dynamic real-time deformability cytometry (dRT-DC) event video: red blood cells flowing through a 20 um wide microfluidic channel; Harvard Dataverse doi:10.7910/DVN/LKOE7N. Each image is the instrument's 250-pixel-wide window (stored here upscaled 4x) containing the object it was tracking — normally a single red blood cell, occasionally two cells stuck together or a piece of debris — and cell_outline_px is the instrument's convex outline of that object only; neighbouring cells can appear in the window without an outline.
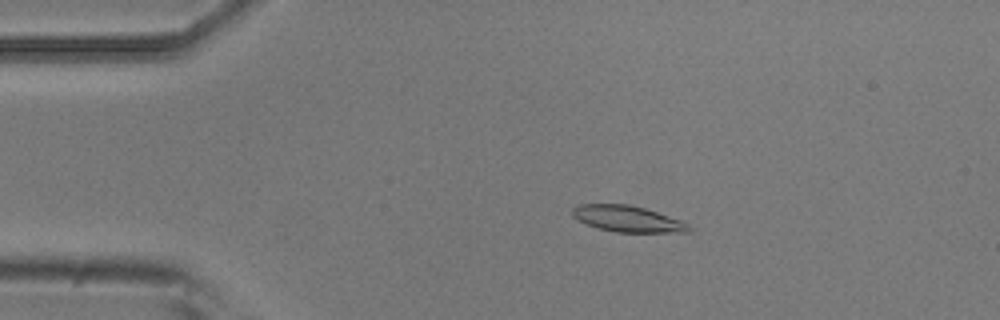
{"species": "common noctule bat (a hibernating species)", "species_latin": "Nyctalus noctula", "temperature_condition": "room temperature", "stored_images_in_passage": 6, "camera_frame_rate_fps": 3000, "um_per_image_px": 0.085, "animal": {"sex": "male", "body_mass_g": 20.5, "forearm_length_mm": 52.5}, "frame": {"image": 1, "passage_image": 2, "time_ms": 0.333, "image_size_px": [1000, 320], "cell_outline_px": [[692, 232], [616, 232], [600, 228], [588, 224], [572, 216], [572, 208], [580, 204], [628, 204], [644, 208], [680, 220], [688, 224], [692, 228]], "centroid_in_image_um": [53.36, 18.6], "position_along_channel_um": 31.6, "area_um2": 17.51}}
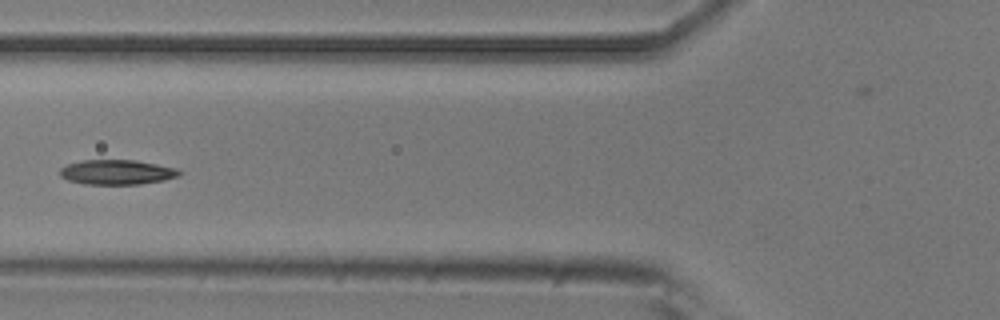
{"frame": {"image": 2, "passage_image": 5, "time_ms": 1.333, "image_size_px": [1000, 320], "cell_outline_px": [[184, 172], [180, 176], [164, 180], [140, 184], [84, 184], [68, 180], [60, 176], [60, 168], [64, 164], [84, 160], [136, 160], [176, 168]], "centroid_in_image_um": [9.94, 14.63], "position_along_channel_um": 115.9, "area_um2": 17.4}}
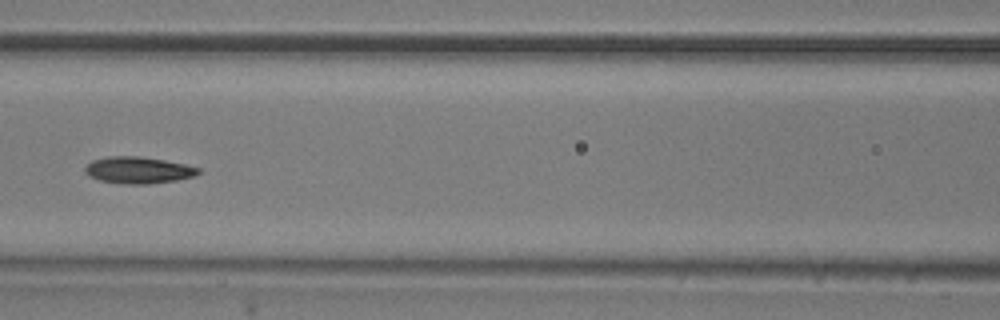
{"frame": {"image": 3, "passage_image": 6, "time_ms": 1.667, "image_size_px": [1000, 320], "cell_outline_px": [[200, 172], [196, 176], [176, 180], [148, 184], [124, 184], [100, 180], [88, 176], [84, 172], [84, 168], [92, 160], [108, 156], [140, 156], [164, 160], [184, 164], [200, 168]], "centroid_in_image_um": [11.74, 14.46], "position_along_channel_um": 154.9, "area_um2": 17.69}}